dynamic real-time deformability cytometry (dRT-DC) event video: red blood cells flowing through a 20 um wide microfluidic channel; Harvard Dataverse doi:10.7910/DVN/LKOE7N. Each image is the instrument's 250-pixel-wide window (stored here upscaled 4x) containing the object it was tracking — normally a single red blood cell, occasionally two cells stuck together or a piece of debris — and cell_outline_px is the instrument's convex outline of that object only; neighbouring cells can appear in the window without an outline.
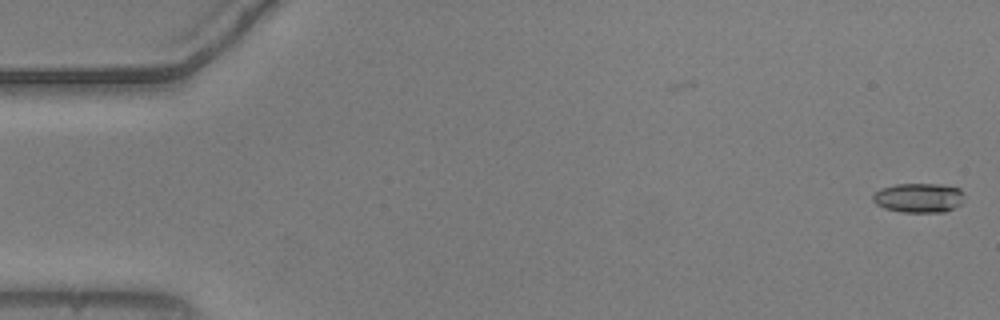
{"species": "common noctule bat (a hibernating species)", "species_latin": "Nyctalus noctula", "temperature_condition": "warm", "stored_images_in_passage": 55, "camera_frame_rate_fps": 3000, "um_per_image_px": 0.085, "animal": {"sex": "male", "body_mass_g": 20.5, "forearm_length_mm": 52.5}, "frame": {"image": 1, "passage_image": 1, "time_ms": 0.0, "image_size_px": [1000, 320], "cell_outline_px": [[964, 196], [960, 204], [944, 212], [900, 212], [884, 208], [876, 204], [872, 200], [872, 196], [880, 188], [896, 184], [940, 184], [960, 188], [964, 192]], "centroid_in_image_um": [78.08, 16.81], "position_along_channel_um": 6.9, "area_um2": 15.78}}
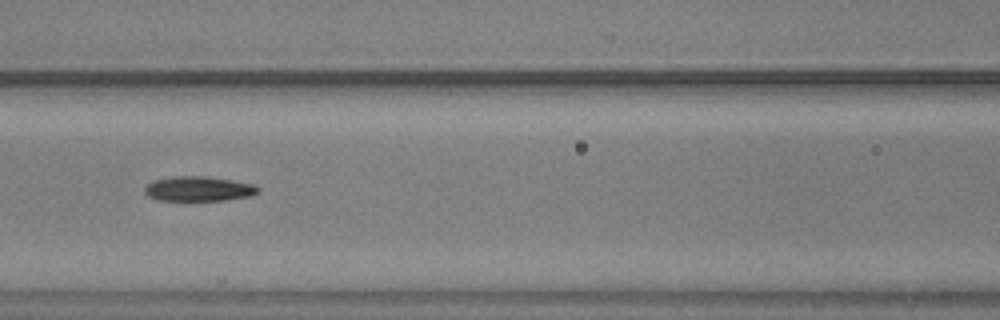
{"frame": {"image": 2, "passage_image": 24, "time_ms": 7.667, "image_size_px": [1000, 320], "cell_outline_px": [[260, 192], [248, 196], [224, 200], [156, 200], [148, 196], [144, 192], [144, 188], [152, 180], [172, 176], [204, 176], [256, 184], [260, 188]], "centroid_in_image_um": [16.87, 16.04], "position_along_channel_um": 149.7, "area_um2": 16.42}}
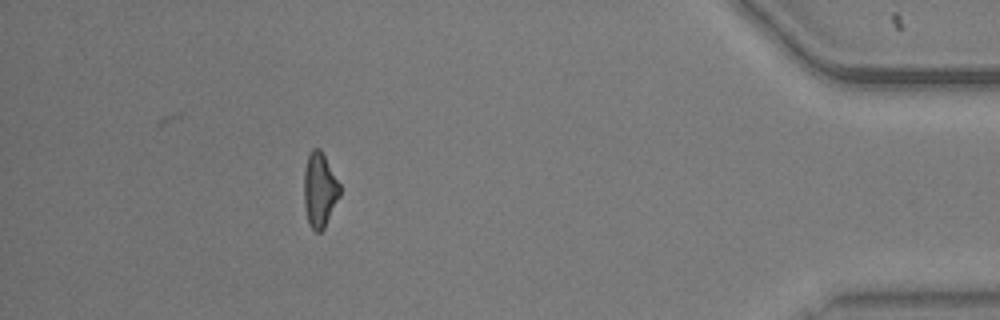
{"frame": {"image": 3, "passage_image": 49, "time_ms": 16.0, "image_size_px": [1000, 320], "cell_outline_px": [[340, 196], [324, 228], [320, 232], [316, 232], [308, 224], [304, 204], [304, 168], [308, 156], [312, 148], [320, 148], [340, 184]], "centroid_in_image_um": [27.16, 16.15], "position_along_channel_um": 408.0, "area_um2": 15.61}, "authors_computed_cell_mechanics": {"area_um2": 16.0684, "velocity_mm_per_s": 3.7416, "shape_relaxation_time_tau1_ms": 3.195, "shape_relaxation_time_tau2_ms": 5.1529, "deformation_change_tau1": 0.163, "deformation_change_tau2": 0.1608}}